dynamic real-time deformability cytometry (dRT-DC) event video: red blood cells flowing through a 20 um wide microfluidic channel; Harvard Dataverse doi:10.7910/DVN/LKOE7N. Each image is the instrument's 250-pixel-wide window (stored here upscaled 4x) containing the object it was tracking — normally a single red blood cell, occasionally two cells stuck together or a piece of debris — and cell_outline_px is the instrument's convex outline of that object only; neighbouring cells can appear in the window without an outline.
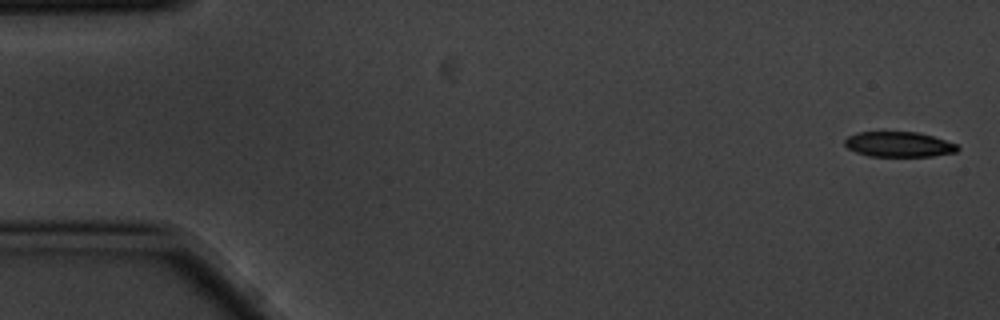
{"species": "common noctule bat (a hibernating species)", "species_latin": "Nyctalus noctula", "temperature_condition": "cold", "stored_images_in_passage": 5, "camera_frame_rate_fps": 3000, "um_per_image_px": 0.085, "animal": {"sex": "male", "body_mass_g": 20.1, "forearm_length_mm": 53.5}, "frame": {"image": 1, "passage_image": 1, "time_ms": 0.0, "image_size_px": [1000, 320], "cell_outline_px": [[960, 148], [956, 152], [932, 156], [868, 156], [856, 152], [848, 148], [844, 144], [844, 140], [848, 136], [856, 132], [916, 132], [932, 136], [956, 144]], "centroid_in_image_um": [76.37, 12.27], "position_along_channel_um": 8.6, "area_um2": 16.47}}